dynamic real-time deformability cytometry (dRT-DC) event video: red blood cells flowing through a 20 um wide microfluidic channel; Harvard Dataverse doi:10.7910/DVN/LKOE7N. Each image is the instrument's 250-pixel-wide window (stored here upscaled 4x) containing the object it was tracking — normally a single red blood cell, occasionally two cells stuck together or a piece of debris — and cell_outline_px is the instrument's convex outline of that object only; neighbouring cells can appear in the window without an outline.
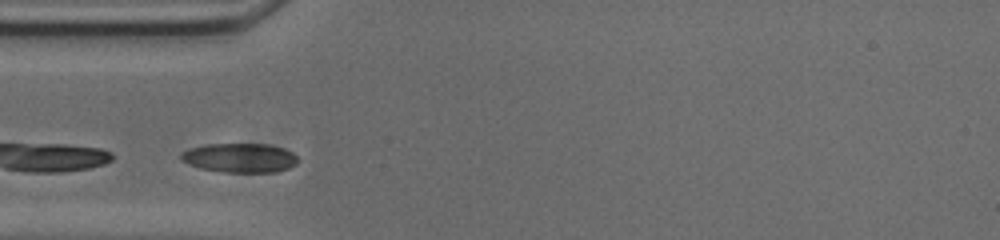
{"species": "common noctule bat (a hibernating species)", "species_latin": "Nyctalus noctula", "temperature_condition": "cold", "stored_images_in_passage": 24, "camera_frame_rate_fps": 3000, "um_per_image_px": 0.085, "animal": {"sex": "male", "body_mass_g": 20.0, "forearm_length_mm": 53.3}, "frame": {"image": 1, "passage_image": 1, "time_ms": 0.0, "image_size_px": [1000, 240], "cell_outline_px": [[300, 160], [296, 164], [288, 168], [276, 172], [220, 172], [200, 168], [188, 164], [180, 160], [180, 152], [188, 148], [204, 144], [268, 144], [284, 148], [292, 152]], "centroid_in_image_um": [20.35, 13.41], "position_along_channel_um": 64.6, "area_um2": 20.23}}
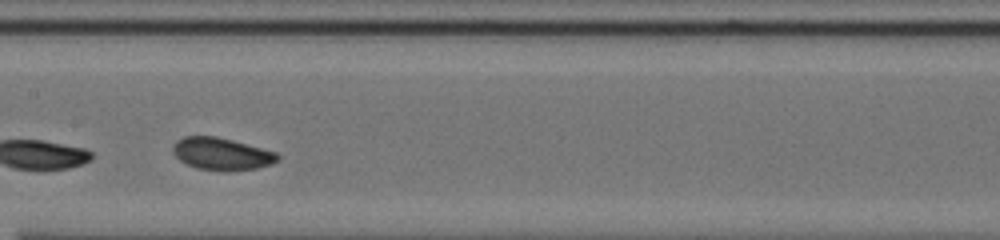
{"frame": {"image": 2, "passage_image": 11, "time_ms": 3.333, "image_size_px": [1000, 240], "cell_outline_px": [[280, 160], [272, 164], [256, 168], [228, 172], [224, 172], [196, 168], [180, 160], [176, 156], [172, 148], [172, 144], [176, 140], [184, 136], [216, 136], [232, 140], [276, 152], [280, 156]], "centroid_in_image_um": [18.84, 13.09], "position_along_channel_um": 188.6, "area_um2": 19.88}}
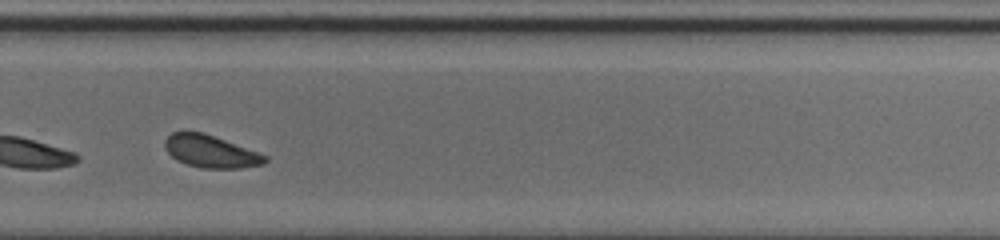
{"frame": {"image": 3, "passage_image": 21, "time_ms": 6.667, "image_size_px": [1000, 240], "cell_outline_px": [[268, 160], [264, 164], [240, 168], [200, 168], [176, 160], [164, 148], [164, 140], [172, 132], [204, 132], [268, 156]], "centroid_in_image_um": [17.9, 12.87], "position_along_channel_um": 311.9, "area_um2": 18.84}}